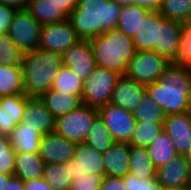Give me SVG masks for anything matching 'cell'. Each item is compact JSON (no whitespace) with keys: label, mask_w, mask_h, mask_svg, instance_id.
Wrapping results in <instances>:
<instances>
[{"label":"cell","mask_w":191,"mask_h":190,"mask_svg":"<svg viewBox=\"0 0 191 190\" xmlns=\"http://www.w3.org/2000/svg\"><path fill=\"white\" fill-rule=\"evenodd\" d=\"M146 93L165 116L190 111L191 67L171 62L157 81L146 85Z\"/></svg>","instance_id":"6da1fadb"},{"label":"cell","mask_w":191,"mask_h":190,"mask_svg":"<svg viewBox=\"0 0 191 190\" xmlns=\"http://www.w3.org/2000/svg\"><path fill=\"white\" fill-rule=\"evenodd\" d=\"M182 33V23L163 18L158 10H150L143 19L133 42L136 51H153L173 62Z\"/></svg>","instance_id":"7a4b0ae2"},{"label":"cell","mask_w":191,"mask_h":190,"mask_svg":"<svg viewBox=\"0 0 191 190\" xmlns=\"http://www.w3.org/2000/svg\"><path fill=\"white\" fill-rule=\"evenodd\" d=\"M121 9L113 0H78L68 20L81 40H89L116 28Z\"/></svg>","instance_id":"3957f363"},{"label":"cell","mask_w":191,"mask_h":190,"mask_svg":"<svg viewBox=\"0 0 191 190\" xmlns=\"http://www.w3.org/2000/svg\"><path fill=\"white\" fill-rule=\"evenodd\" d=\"M21 65L25 95L40 97L53 86L55 76L63 66L62 54L32 49L23 54Z\"/></svg>","instance_id":"277c9868"},{"label":"cell","mask_w":191,"mask_h":190,"mask_svg":"<svg viewBox=\"0 0 191 190\" xmlns=\"http://www.w3.org/2000/svg\"><path fill=\"white\" fill-rule=\"evenodd\" d=\"M96 65L125 75L127 65L136 54L133 39L117 28L89 39Z\"/></svg>","instance_id":"5b68a950"},{"label":"cell","mask_w":191,"mask_h":190,"mask_svg":"<svg viewBox=\"0 0 191 190\" xmlns=\"http://www.w3.org/2000/svg\"><path fill=\"white\" fill-rule=\"evenodd\" d=\"M120 77L121 74L116 71L97 66L83 81L82 104L99 109L110 103L112 92Z\"/></svg>","instance_id":"8992f818"},{"label":"cell","mask_w":191,"mask_h":190,"mask_svg":"<svg viewBox=\"0 0 191 190\" xmlns=\"http://www.w3.org/2000/svg\"><path fill=\"white\" fill-rule=\"evenodd\" d=\"M98 116V109L82 104L56 119L54 132L72 142H85L91 125Z\"/></svg>","instance_id":"52a82bcc"},{"label":"cell","mask_w":191,"mask_h":190,"mask_svg":"<svg viewBox=\"0 0 191 190\" xmlns=\"http://www.w3.org/2000/svg\"><path fill=\"white\" fill-rule=\"evenodd\" d=\"M170 63L153 51H137L127 65L125 76L146 86L157 81Z\"/></svg>","instance_id":"ba28073f"},{"label":"cell","mask_w":191,"mask_h":190,"mask_svg":"<svg viewBox=\"0 0 191 190\" xmlns=\"http://www.w3.org/2000/svg\"><path fill=\"white\" fill-rule=\"evenodd\" d=\"M41 26L26 9H19L13 16L7 34L25 54L27 51L38 48Z\"/></svg>","instance_id":"9c48e42d"},{"label":"cell","mask_w":191,"mask_h":190,"mask_svg":"<svg viewBox=\"0 0 191 190\" xmlns=\"http://www.w3.org/2000/svg\"><path fill=\"white\" fill-rule=\"evenodd\" d=\"M80 40L67 19L63 22L43 24L41 26L38 48L63 54Z\"/></svg>","instance_id":"30bf717a"},{"label":"cell","mask_w":191,"mask_h":190,"mask_svg":"<svg viewBox=\"0 0 191 190\" xmlns=\"http://www.w3.org/2000/svg\"><path fill=\"white\" fill-rule=\"evenodd\" d=\"M98 116L107 126L114 142L129 143L136 124L132 112L108 103L98 109Z\"/></svg>","instance_id":"8fae6325"},{"label":"cell","mask_w":191,"mask_h":190,"mask_svg":"<svg viewBox=\"0 0 191 190\" xmlns=\"http://www.w3.org/2000/svg\"><path fill=\"white\" fill-rule=\"evenodd\" d=\"M63 66L85 81L97 67L89 40H80L62 54Z\"/></svg>","instance_id":"7c38bea8"},{"label":"cell","mask_w":191,"mask_h":190,"mask_svg":"<svg viewBox=\"0 0 191 190\" xmlns=\"http://www.w3.org/2000/svg\"><path fill=\"white\" fill-rule=\"evenodd\" d=\"M76 143L55 132L42 136L38 154L45 164H65L74 159Z\"/></svg>","instance_id":"4fadbf2b"},{"label":"cell","mask_w":191,"mask_h":190,"mask_svg":"<svg viewBox=\"0 0 191 190\" xmlns=\"http://www.w3.org/2000/svg\"><path fill=\"white\" fill-rule=\"evenodd\" d=\"M156 179L165 189L191 187V167L185 156L178 154L157 168Z\"/></svg>","instance_id":"5bb4252c"},{"label":"cell","mask_w":191,"mask_h":190,"mask_svg":"<svg viewBox=\"0 0 191 190\" xmlns=\"http://www.w3.org/2000/svg\"><path fill=\"white\" fill-rule=\"evenodd\" d=\"M103 160V155L86 142L77 143L74 159L70 160L71 181L84 173L105 176Z\"/></svg>","instance_id":"9a60e30c"},{"label":"cell","mask_w":191,"mask_h":190,"mask_svg":"<svg viewBox=\"0 0 191 190\" xmlns=\"http://www.w3.org/2000/svg\"><path fill=\"white\" fill-rule=\"evenodd\" d=\"M163 129L170 137L179 155L191 147V112L165 116Z\"/></svg>","instance_id":"2e32d148"},{"label":"cell","mask_w":191,"mask_h":190,"mask_svg":"<svg viewBox=\"0 0 191 190\" xmlns=\"http://www.w3.org/2000/svg\"><path fill=\"white\" fill-rule=\"evenodd\" d=\"M56 119L47 110L40 97L27 96L21 126H29L42 136L55 130Z\"/></svg>","instance_id":"e0dca14e"},{"label":"cell","mask_w":191,"mask_h":190,"mask_svg":"<svg viewBox=\"0 0 191 190\" xmlns=\"http://www.w3.org/2000/svg\"><path fill=\"white\" fill-rule=\"evenodd\" d=\"M145 92V85L138 83L125 75H121L112 92L110 104L133 112L137 106L142 103V98Z\"/></svg>","instance_id":"ac0fdd59"},{"label":"cell","mask_w":191,"mask_h":190,"mask_svg":"<svg viewBox=\"0 0 191 190\" xmlns=\"http://www.w3.org/2000/svg\"><path fill=\"white\" fill-rule=\"evenodd\" d=\"M26 104L25 94L0 97V134L9 135L22 121Z\"/></svg>","instance_id":"d6986e66"},{"label":"cell","mask_w":191,"mask_h":190,"mask_svg":"<svg viewBox=\"0 0 191 190\" xmlns=\"http://www.w3.org/2000/svg\"><path fill=\"white\" fill-rule=\"evenodd\" d=\"M130 150L129 143L114 142L102 154L105 176L125 177L129 173Z\"/></svg>","instance_id":"ffe728a7"},{"label":"cell","mask_w":191,"mask_h":190,"mask_svg":"<svg viewBox=\"0 0 191 190\" xmlns=\"http://www.w3.org/2000/svg\"><path fill=\"white\" fill-rule=\"evenodd\" d=\"M40 99L55 119L66 115L82 105L79 95L65 93L60 90L49 89L40 96Z\"/></svg>","instance_id":"44dd1931"},{"label":"cell","mask_w":191,"mask_h":190,"mask_svg":"<svg viewBox=\"0 0 191 190\" xmlns=\"http://www.w3.org/2000/svg\"><path fill=\"white\" fill-rule=\"evenodd\" d=\"M26 10L41 25L63 22L68 19V14L59 9L54 0H29Z\"/></svg>","instance_id":"7402d4cb"},{"label":"cell","mask_w":191,"mask_h":190,"mask_svg":"<svg viewBox=\"0 0 191 190\" xmlns=\"http://www.w3.org/2000/svg\"><path fill=\"white\" fill-rule=\"evenodd\" d=\"M45 162L38 153H16L15 172L22 181H30L42 178Z\"/></svg>","instance_id":"603a6c76"},{"label":"cell","mask_w":191,"mask_h":190,"mask_svg":"<svg viewBox=\"0 0 191 190\" xmlns=\"http://www.w3.org/2000/svg\"><path fill=\"white\" fill-rule=\"evenodd\" d=\"M9 142L16 153H38L42 135L29 126L19 123L8 135Z\"/></svg>","instance_id":"cb8c5ba5"},{"label":"cell","mask_w":191,"mask_h":190,"mask_svg":"<svg viewBox=\"0 0 191 190\" xmlns=\"http://www.w3.org/2000/svg\"><path fill=\"white\" fill-rule=\"evenodd\" d=\"M149 11L147 8L134 4L122 6L116 28L133 39L141 30L143 19Z\"/></svg>","instance_id":"d4e9b609"},{"label":"cell","mask_w":191,"mask_h":190,"mask_svg":"<svg viewBox=\"0 0 191 190\" xmlns=\"http://www.w3.org/2000/svg\"><path fill=\"white\" fill-rule=\"evenodd\" d=\"M157 168L146 147L131 145L129 158V173L140 179L156 177Z\"/></svg>","instance_id":"484cf974"},{"label":"cell","mask_w":191,"mask_h":190,"mask_svg":"<svg viewBox=\"0 0 191 190\" xmlns=\"http://www.w3.org/2000/svg\"><path fill=\"white\" fill-rule=\"evenodd\" d=\"M147 151L156 168H159L178 155L168 134L163 130L147 147Z\"/></svg>","instance_id":"4316f807"},{"label":"cell","mask_w":191,"mask_h":190,"mask_svg":"<svg viewBox=\"0 0 191 190\" xmlns=\"http://www.w3.org/2000/svg\"><path fill=\"white\" fill-rule=\"evenodd\" d=\"M25 94L22 65H0V97Z\"/></svg>","instance_id":"83f0119b"},{"label":"cell","mask_w":191,"mask_h":190,"mask_svg":"<svg viewBox=\"0 0 191 190\" xmlns=\"http://www.w3.org/2000/svg\"><path fill=\"white\" fill-rule=\"evenodd\" d=\"M85 142L101 154L106 152L113 145L114 140L112 135L99 116L93 121Z\"/></svg>","instance_id":"f1b7e54d"},{"label":"cell","mask_w":191,"mask_h":190,"mask_svg":"<svg viewBox=\"0 0 191 190\" xmlns=\"http://www.w3.org/2000/svg\"><path fill=\"white\" fill-rule=\"evenodd\" d=\"M42 178L53 190H69L72 182L70 160L65 164H45Z\"/></svg>","instance_id":"f546056e"},{"label":"cell","mask_w":191,"mask_h":190,"mask_svg":"<svg viewBox=\"0 0 191 190\" xmlns=\"http://www.w3.org/2000/svg\"><path fill=\"white\" fill-rule=\"evenodd\" d=\"M158 11L163 18L191 22V0H160Z\"/></svg>","instance_id":"4dcf8cb0"},{"label":"cell","mask_w":191,"mask_h":190,"mask_svg":"<svg viewBox=\"0 0 191 190\" xmlns=\"http://www.w3.org/2000/svg\"><path fill=\"white\" fill-rule=\"evenodd\" d=\"M136 122L163 123L165 115L162 109L145 92L142 103L132 112Z\"/></svg>","instance_id":"1f68e13d"},{"label":"cell","mask_w":191,"mask_h":190,"mask_svg":"<svg viewBox=\"0 0 191 190\" xmlns=\"http://www.w3.org/2000/svg\"><path fill=\"white\" fill-rule=\"evenodd\" d=\"M51 89L76 94L81 97L83 92V80L77 78L68 67L62 66L55 76Z\"/></svg>","instance_id":"d6a6232c"},{"label":"cell","mask_w":191,"mask_h":190,"mask_svg":"<svg viewBox=\"0 0 191 190\" xmlns=\"http://www.w3.org/2000/svg\"><path fill=\"white\" fill-rule=\"evenodd\" d=\"M163 130V123L136 122L129 144L147 148Z\"/></svg>","instance_id":"836d02e7"},{"label":"cell","mask_w":191,"mask_h":190,"mask_svg":"<svg viewBox=\"0 0 191 190\" xmlns=\"http://www.w3.org/2000/svg\"><path fill=\"white\" fill-rule=\"evenodd\" d=\"M23 53L12 42L7 33L0 34V65L19 66Z\"/></svg>","instance_id":"e575fe53"},{"label":"cell","mask_w":191,"mask_h":190,"mask_svg":"<svg viewBox=\"0 0 191 190\" xmlns=\"http://www.w3.org/2000/svg\"><path fill=\"white\" fill-rule=\"evenodd\" d=\"M172 63L191 67V22L182 24V33L176 58Z\"/></svg>","instance_id":"d590c367"},{"label":"cell","mask_w":191,"mask_h":190,"mask_svg":"<svg viewBox=\"0 0 191 190\" xmlns=\"http://www.w3.org/2000/svg\"><path fill=\"white\" fill-rule=\"evenodd\" d=\"M124 183L127 190H165V188L157 181L156 177L140 179L133 174L128 173L124 177Z\"/></svg>","instance_id":"8d00e7d4"},{"label":"cell","mask_w":191,"mask_h":190,"mask_svg":"<svg viewBox=\"0 0 191 190\" xmlns=\"http://www.w3.org/2000/svg\"><path fill=\"white\" fill-rule=\"evenodd\" d=\"M103 175L84 173L70 184L69 190H99Z\"/></svg>","instance_id":"74e56055"},{"label":"cell","mask_w":191,"mask_h":190,"mask_svg":"<svg viewBox=\"0 0 191 190\" xmlns=\"http://www.w3.org/2000/svg\"><path fill=\"white\" fill-rule=\"evenodd\" d=\"M16 9L0 3V34L7 33Z\"/></svg>","instance_id":"f35d334b"},{"label":"cell","mask_w":191,"mask_h":190,"mask_svg":"<svg viewBox=\"0 0 191 190\" xmlns=\"http://www.w3.org/2000/svg\"><path fill=\"white\" fill-rule=\"evenodd\" d=\"M99 190H127L124 177L103 176Z\"/></svg>","instance_id":"ab89813d"},{"label":"cell","mask_w":191,"mask_h":190,"mask_svg":"<svg viewBox=\"0 0 191 190\" xmlns=\"http://www.w3.org/2000/svg\"><path fill=\"white\" fill-rule=\"evenodd\" d=\"M0 172L14 175L15 172V155L0 156Z\"/></svg>","instance_id":"60d3db41"},{"label":"cell","mask_w":191,"mask_h":190,"mask_svg":"<svg viewBox=\"0 0 191 190\" xmlns=\"http://www.w3.org/2000/svg\"><path fill=\"white\" fill-rule=\"evenodd\" d=\"M24 188L25 190H53L43 178L25 181Z\"/></svg>","instance_id":"b9f144b4"},{"label":"cell","mask_w":191,"mask_h":190,"mask_svg":"<svg viewBox=\"0 0 191 190\" xmlns=\"http://www.w3.org/2000/svg\"><path fill=\"white\" fill-rule=\"evenodd\" d=\"M16 155V151L9 142L8 135L0 134V156Z\"/></svg>","instance_id":"7bdbcfd3"},{"label":"cell","mask_w":191,"mask_h":190,"mask_svg":"<svg viewBox=\"0 0 191 190\" xmlns=\"http://www.w3.org/2000/svg\"><path fill=\"white\" fill-rule=\"evenodd\" d=\"M3 190H25L24 181L17 176L12 175Z\"/></svg>","instance_id":"ee69618b"},{"label":"cell","mask_w":191,"mask_h":190,"mask_svg":"<svg viewBox=\"0 0 191 190\" xmlns=\"http://www.w3.org/2000/svg\"><path fill=\"white\" fill-rule=\"evenodd\" d=\"M59 9L64 10L68 15L72 12V10L77 6L76 0H54Z\"/></svg>","instance_id":"f6af8a7d"},{"label":"cell","mask_w":191,"mask_h":190,"mask_svg":"<svg viewBox=\"0 0 191 190\" xmlns=\"http://www.w3.org/2000/svg\"><path fill=\"white\" fill-rule=\"evenodd\" d=\"M29 0H0V3L16 10L26 9Z\"/></svg>","instance_id":"bcb514c9"},{"label":"cell","mask_w":191,"mask_h":190,"mask_svg":"<svg viewBox=\"0 0 191 190\" xmlns=\"http://www.w3.org/2000/svg\"><path fill=\"white\" fill-rule=\"evenodd\" d=\"M160 0H136V5L147 8L148 10H158Z\"/></svg>","instance_id":"7dc6e473"},{"label":"cell","mask_w":191,"mask_h":190,"mask_svg":"<svg viewBox=\"0 0 191 190\" xmlns=\"http://www.w3.org/2000/svg\"><path fill=\"white\" fill-rule=\"evenodd\" d=\"M11 176L12 175H8V174L0 172V190H3L5 188V186L7 185L8 179Z\"/></svg>","instance_id":"c3c4849f"},{"label":"cell","mask_w":191,"mask_h":190,"mask_svg":"<svg viewBox=\"0 0 191 190\" xmlns=\"http://www.w3.org/2000/svg\"><path fill=\"white\" fill-rule=\"evenodd\" d=\"M115 3L119 4L120 6H127V5H136V0H113Z\"/></svg>","instance_id":"681fc988"},{"label":"cell","mask_w":191,"mask_h":190,"mask_svg":"<svg viewBox=\"0 0 191 190\" xmlns=\"http://www.w3.org/2000/svg\"><path fill=\"white\" fill-rule=\"evenodd\" d=\"M186 160L188 161V164L191 167V147L188 149L187 153L184 155Z\"/></svg>","instance_id":"f907efd6"},{"label":"cell","mask_w":191,"mask_h":190,"mask_svg":"<svg viewBox=\"0 0 191 190\" xmlns=\"http://www.w3.org/2000/svg\"><path fill=\"white\" fill-rule=\"evenodd\" d=\"M165 190H187V188H175V189H165Z\"/></svg>","instance_id":"816d5d0a"}]
</instances>
